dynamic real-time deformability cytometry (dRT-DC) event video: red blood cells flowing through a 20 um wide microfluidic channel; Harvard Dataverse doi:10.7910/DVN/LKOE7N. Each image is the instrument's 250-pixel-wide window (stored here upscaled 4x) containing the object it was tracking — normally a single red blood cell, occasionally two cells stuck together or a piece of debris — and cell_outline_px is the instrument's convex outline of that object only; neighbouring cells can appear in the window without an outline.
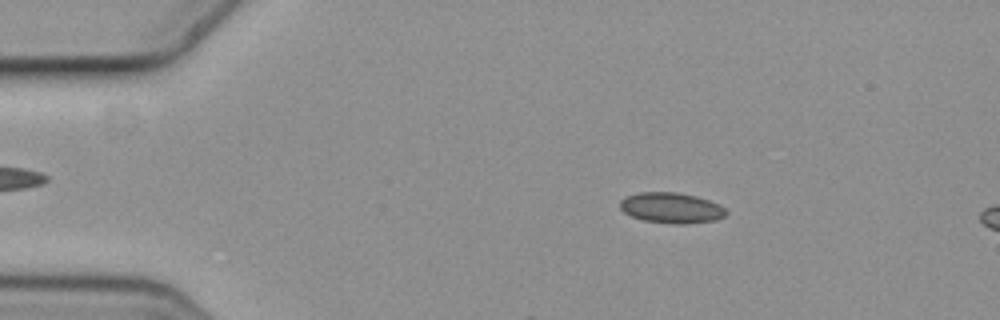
{"species": "common noctule bat (a hibernating species)", "species_latin": "Nyctalus noctula", "temperature_condition": "cold", "stored_images_in_passage": 5, "camera_frame_rate_fps": 3000, "um_per_image_px": 0.085, "animal": {"sex": "female", "body_mass_g": 19.3, "forearm_length_mm": 54.1}, "frame": {"image": 1, "passage_image": 3, "time_ms": 0.667, "image_size_px": [1000, 320], "cell_outline_px": [[728, 212], [724, 216], [716, 220], [688, 224], [672, 224], [644, 220], [632, 216], [624, 212], [620, 208], [620, 200], [628, 196], [640, 192], [676, 192], [696, 196], [720, 204]], "centroid_in_image_um": [57.09, 17.67], "position_along_channel_um": 27.9, "area_um2": 18.9}}